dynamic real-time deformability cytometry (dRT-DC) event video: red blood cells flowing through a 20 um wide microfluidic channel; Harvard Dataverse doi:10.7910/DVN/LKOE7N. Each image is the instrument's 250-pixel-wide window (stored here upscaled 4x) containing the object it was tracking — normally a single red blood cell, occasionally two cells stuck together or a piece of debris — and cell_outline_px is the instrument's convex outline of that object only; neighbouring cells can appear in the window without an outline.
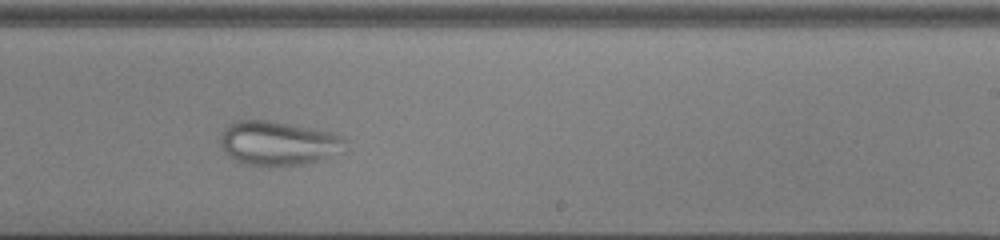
{"species": "common noctule bat (a hibernating species)", "species_latin": "Nyctalus noctula", "temperature_condition": "cold", "stored_images_in_passage": 34, "camera_frame_rate_fps": 3000, "um_per_image_px": 0.085, "animal": {"sex": "male", "body_mass_g": 13.0, "forearm_length_mm": 53.1}, "frame": {"image": 1, "passage_image": 20, "time_ms": 6.333, "image_size_px": [1000, 240], "cell_outline_px": [[348, 140], [328, 156], [304, 164], [240, 164], [228, 156], [224, 152], [220, 144], [220, 136], [224, 128], [228, 124], [236, 120], [272, 120], [332, 132]], "centroid_in_image_um": [23.52, 12.13], "position_along_channel_um": 265.5, "area_um2": 31.5}}